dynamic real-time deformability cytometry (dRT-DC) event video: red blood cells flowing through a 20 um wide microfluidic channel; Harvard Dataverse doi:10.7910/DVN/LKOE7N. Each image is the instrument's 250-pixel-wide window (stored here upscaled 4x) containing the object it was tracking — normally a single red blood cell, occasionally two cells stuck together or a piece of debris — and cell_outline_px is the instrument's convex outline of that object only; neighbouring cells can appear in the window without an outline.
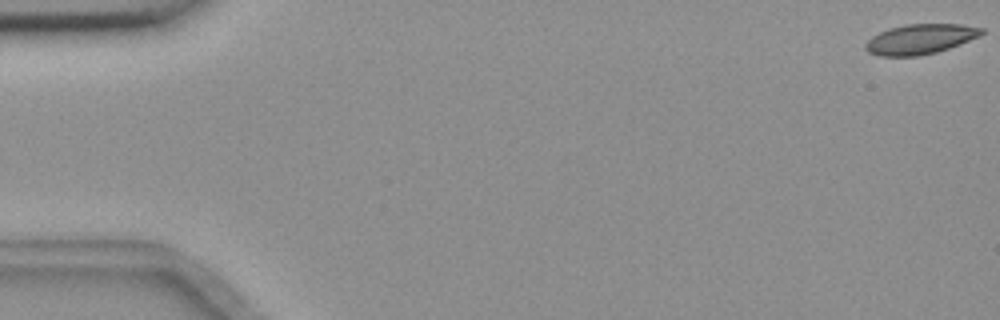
{"species": "common noctule bat (a hibernating species)", "species_latin": "Nyctalus noctula", "temperature_condition": "room temperature", "stored_images_in_passage": 56, "camera_frame_rate_fps": 3000, "um_per_image_px": 0.085, "animal": {"sex": "female", "body_mass_g": 18.4}, "frame": {"image": 1, "passage_image": 1, "time_ms": 0.0, "image_size_px": [1000, 320], "cell_outline_px": [[984, 32], [980, 36], [960, 44], [936, 52], [920, 56], [880, 56], [868, 52], [864, 48], [864, 44], [872, 36], [888, 28], [904, 24], [960, 24], [984, 28]], "centroid_in_image_um": [78.2, 3.32], "position_along_channel_um": 6.8, "area_um2": 20.4}}
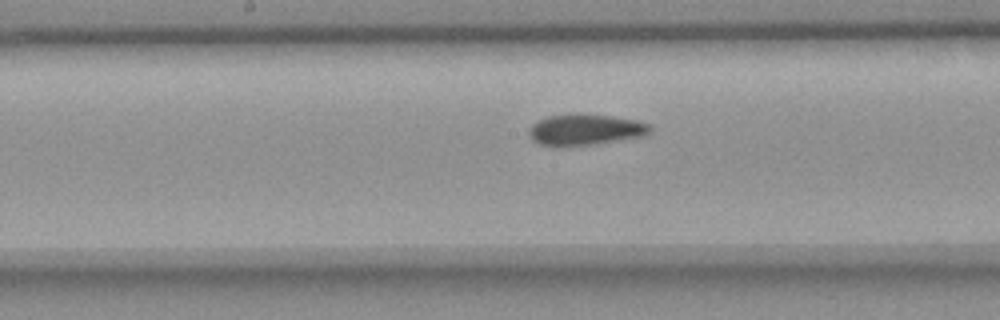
{"frame": {"image": 2, "passage_image": 29, "time_ms": 9.333, "image_size_px": [1000, 320], "cell_outline_px": [[652, 132], [644, 136], [592, 144], [556, 148], [552, 148], [540, 144], [532, 140], [528, 136], [528, 128], [536, 120], [548, 116], [572, 112], [584, 112], [612, 116], [636, 120], [648, 124], [652, 128]], "centroid_in_image_um": [49.67, 11.01], "position_along_channel_um": 198.5, "area_um2": 22.83}}
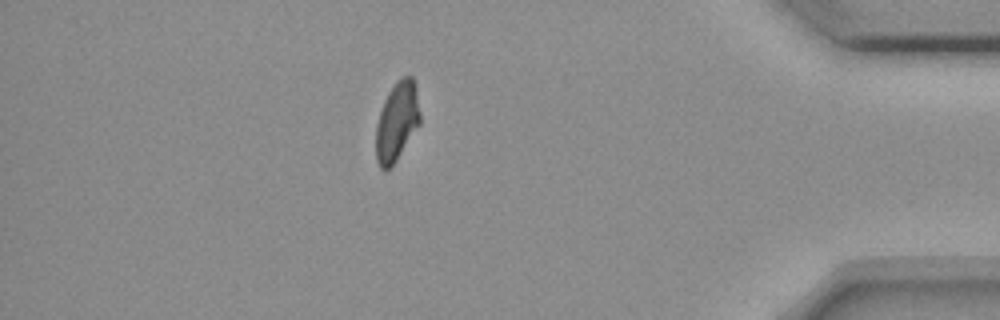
{"frame": {"image": 3, "passage_image": 49, "time_ms": 16.0, "image_size_px": [1000, 320], "cell_outline_px": [[420, 124], [396, 160], [384, 172], [380, 168], [376, 160], [376, 124], [384, 100], [388, 92], [396, 80], [400, 76], [412, 76], [416, 88], [420, 112]], "centroid_in_image_um": [33.73, 10.31], "position_along_channel_um": 401.5, "area_um2": 20.35}, "authors_computed_cell_mechanics": {"area_um2": 21.2415, "velocity_mm_per_s": 3.6586, "shape_relaxation_time_tau1_ms": 8.4728, "shape_relaxation_time_tau2_ms": 3.4129, "deformation_change_tau1": 0.1541, "deformation_change_tau2": 0.0587}}